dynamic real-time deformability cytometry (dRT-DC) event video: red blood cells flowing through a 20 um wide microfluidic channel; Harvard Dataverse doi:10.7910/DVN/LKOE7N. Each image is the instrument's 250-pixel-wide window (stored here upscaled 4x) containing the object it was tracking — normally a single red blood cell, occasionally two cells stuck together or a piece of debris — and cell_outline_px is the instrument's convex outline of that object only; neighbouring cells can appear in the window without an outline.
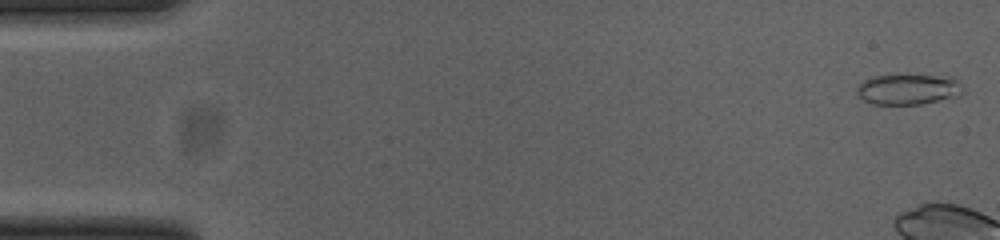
{"species": "common noctule bat (a hibernating species)", "species_latin": "Nyctalus noctula", "temperature_condition": "cold", "stored_images_in_passage": 8, "camera_frame_rate_fps": 3000, "um_per_image_px": 0.085, "animal": {"sex": "female", "body_mass_g": 23.0, "forearm_length_mm": 53.4}, "frame": {"image": 1, "passage_image": 1, "time_ms": 0.0, "image_size_px": [1000, 240], "cell_outline_px": [[964, 92], [960, 96], [920, 104], [872, 104], [856, 96], [856, 88], [864, 80], [872, 76], [896, 72], [952, 76], [960, 80], [964, 84]], "centroid_in_image_um": [77.25, 7.53], "position_along_channel_um": 7.8, "area_um2": 20.23}}